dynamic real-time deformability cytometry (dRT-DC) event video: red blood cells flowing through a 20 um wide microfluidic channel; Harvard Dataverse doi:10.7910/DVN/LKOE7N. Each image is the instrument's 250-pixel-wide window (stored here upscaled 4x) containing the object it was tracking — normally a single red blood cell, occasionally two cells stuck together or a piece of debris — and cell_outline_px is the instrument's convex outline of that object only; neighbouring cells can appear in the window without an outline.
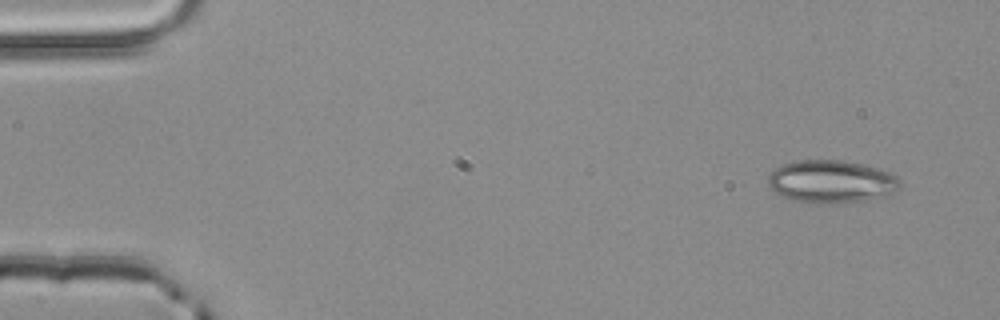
{"species": "common noctule bat (a hibernating species)", "species_latin": "Nyctalus noctula", "temperature_condition": "room temperature", "stored_images_in_passage": 3, "camera_frame_rate_fps": 3000, "um_per_image_px": 0.085, "animal": {"sex": "male", "body_mass_g": 20.4}, "frame": {"image": 1, "passage_image": 1, "time_ms": 0.0, "image_size_px": [1000, 320], "cell_outline_px": [[900, 188], [896, 192], [884, 196], [864, 200], [836, 204], [820, 204], [792, 200], [780, 196], [768, 188], [768, 176], [776, 168], [784, 164], [800, 160], [844, 160], [864, 164], [880, 168], [896, 176], [900, 180]], "centroid_in_image_um": [70.67, 15.44], "position_along_channel_um": 14.3, "area_um2": 33.29}}